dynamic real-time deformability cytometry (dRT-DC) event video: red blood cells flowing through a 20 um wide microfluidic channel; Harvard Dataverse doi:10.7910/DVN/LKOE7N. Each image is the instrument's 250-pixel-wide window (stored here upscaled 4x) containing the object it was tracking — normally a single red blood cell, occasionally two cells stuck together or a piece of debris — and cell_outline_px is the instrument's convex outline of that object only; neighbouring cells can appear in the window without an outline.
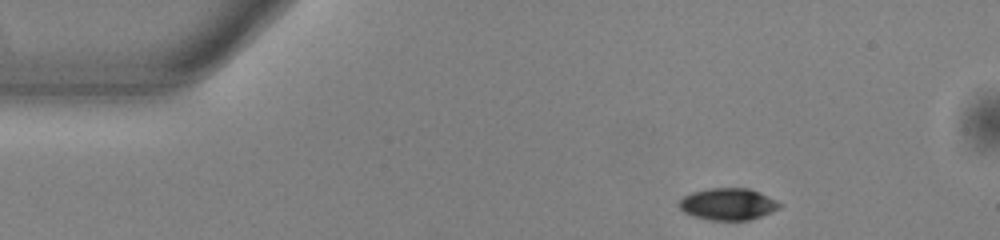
{"species": "common noctule bat (a hibernating species)", "species_latin": "Nyctalus noctula", "temperature_condition": "warm", "stored_images_in_passage": 46, "camera_frame_rate_fps": 3000, "um_per_image_px": 0.085, "animal": {"sex": "male", "body_mass_g": 13.0, "forearm_length_mm": 53.1}, "frame": {"image": 1, "passage_image": 1, "time_ms": 0.0, "image_size_px": [1000, 240], "cell_outline_px": [[784, 204], [780, 208], [772, 212], [748, 220], [712, 220], [696, 216], [684, 212], [680, 208], [680, 200], [684, 196], [692, 192], [708, 188], [748, 188], [760, 192]], "centroid_in_image_um": [61.93, 17.34], "position_along_channel_um": 23.1, "area_um2": 18.55}}
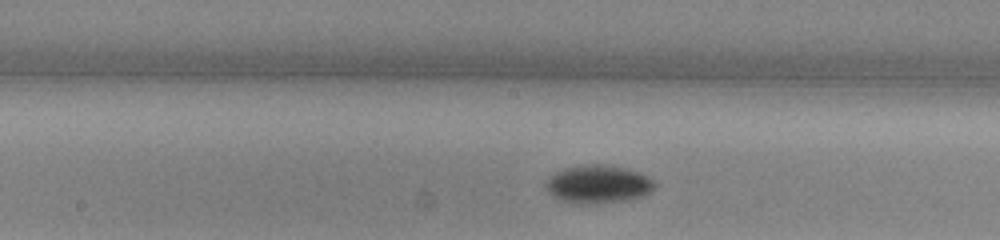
{"frame": {"image": 2, "passage_image": 20, "time_ms": 6.333, "image_size_px": [1000, 240], "cell_outline_px": [[656, 184], [648, 192], [640, 196], [628, 200], [580, 204], [572, 204], [560, 200], [552, 196], [544, 188], [544, 184], [556, 172], [564, 168], [580, 164], [600, 164], [624, 168], [648, 176]], "centroid_in_image_um": [50.77, 15.66], "position_along_channel_um": 197.4, "area_um2": 23.99}}
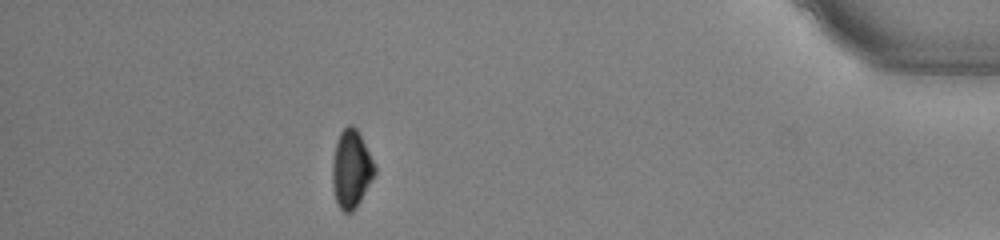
{"frame": {"image": 3, "passage_image": 40, "time_ms": 13.0, "image_size_px": [1000, 240], "cell_outline_px": [[376, 172], [356, 208], [352, 212], [344, 212], [340, 208], [336, 200], [332, 184], [332, 160], [336, 140], [340, 132], [348, 124], [352, 124], [356, 128], [376, 168]], "centroid_in_image_um": [29.83, 14.36], "position_along_channel_um": 405.4, "area_um2": 19.02}, "authors_computed_cell_mechanics": {"area_um2": 20.23, "velocity_mm_per_s": 3.9169, "shape_relaxation_time_tau1_ms": 2.2977, "shape_relaxation_time_tau2_ms": null, "deformation_change_tau1": 0.0958, "deformation_change_tau2": null}}